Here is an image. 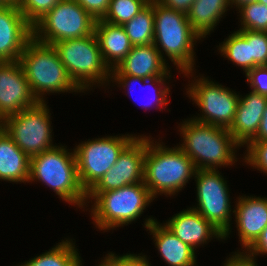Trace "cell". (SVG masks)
I'll return each instance as SVG.
<instances>
[{
	"label": "cell",
	"mask_w": 267,
	"mask_h": 266,
	"mask_svg": "<svg viewBox=\"0 0 267 266\" xmlns=\"http://www.w3.org/2000/svg\"><path fill=\"white\" fill-rule=\"evenodd\" d=\"M154 23L153 44L162 58L166 61V55L184 77H192L196 56L194 46L202 37L191 27L187 15L154 0Z\"/></svg>",
	"instance_id": "6da1fadb"
},
{
	"label": "cell",
	"mask_w": 267,
	"mask_h": 266,
	"mask_svg": "<svg viewBox=\"0 0 267 266\" xmlns=\"http://www.w3.org/2000/svg\"><path fill=\"white\" fill-rule=\"evenodd\" d=\"M182 144L178 145L193 161L196 169L232 166L238 160L236 151L241 147L228 129L186 119L178 126Z\"/></svg>",
	"instance_id": "7a4b0ae2"
},
{
	"label": "cell",
	"mask_w": 267,
	"mask_h": 266,
	"mask_svg": "<svg viewBox=\"0 0 267 266\" xmlns=\"http://www.w3.org/2000/svg\"><path fill=\"white\" fill-rule=\"evenodd\" d=\"M163 144L146 136L143 182L154 198L162 194L174 196L195 176L197 170L178 145L169 148Z\"/></svg>",
	"instance_id": "3957f363"
},
{
	"label": "cell",
	"mask_w": 267,
	"mask_h": 266,
	"mask_svg": "<svg viewBox=\"0 0 267 266\" xmlns=\"http://www.w3.org/2000/svg\"><path fill=\"white\" fill-rule=\"evenodd\" d=\"M66 148L56 145L30 158L28 182H42L63 201L82 209L88 207L86 192L79 181L74 149Z\"/></svg>",
	"instance_id": "277c9868"
},
{
	"label": "cell",
	"mask_w": 267,
	"mask_h": 266,
	"mask_svg": "<svg viewBox=\"0 0 267 266\" xmlns=\"http://www.w3.org/2000/svg\"><path fill=\"white\" fill-rule=\"evenodd\" d=\"M86 199L93 202L89 211L93 224L108 232L136 221L155 198L144 182H139L106 192H87Z\"/></svg>",
	"instance_id": "5b68a950"
},
{
	"label": "cell",
	"mask_w": 267,
	"mask_h": 266,
	"mask_svg": "<svg viewBox=\"0 0 267 266\" xmlns=\"http://www.w3.org/2000/svg\"><path fill=\"white\" fill-rule=\"evenodd\" d=\"M19 62L39 102H46L44 97L47 93L82 92L69 77L52 45L32 38L25 46Z\"/></svg>",
	"instance_id": "8992f818"
},
{
	"label": "cell",
	"mask_w": 267,
	"mask_h": 266,
	"mask_svg": "<svg viewBox=\"0 0 267 266\" xmlns=\"http://www.w3.org/2000/svg\"><path fill=\"white\" fill-rule=\"evenodd\" d=\"M52 46L69 77L83 93L96 84L103 87L111 83V70L103 60L95 33L59 41Z\"/></svg>",
	"instance_id": "52a82bcc"
},
{
	"label": "cell",
	"mask_w": 267,
	"mask_h": 266,
	"mask_svg": "<svg viewBox=\"0 0 267 266\" xmlns=\"http://www.w3.org/2000/svg\"><path fill=\"white\" fill-rule=\"evenodd\" d=\"M96 19L75 0H61L33 26V38L53 45L59 41L88 36Z\"/></svg>",
	"instance_id": "ba28073f"
},
{
	"label": "cell",
	"mask_w": 267,
	"mask_h": 266,
	"mask_svg": "<svg viewBox=\"0 0 267 266\" xmlns=\"http://www.w3.org/2000/svg\"><path fill=\"white\" fill-rule=\"evenodd\" d=\"M46 102L6 117L2 128L29 158L56 146L52 143V122Z\"/></svg>",
	"instance_id": "9c48e42d"
},
{
	"label": "cell",
	"mask_w": 267,
	"mask_h": 266,
	"mask_svg": "<svg viewBox=\"0 0 267 266\" xmlns=\"http://www.w3.org/2000/svg\"><path fill=\"white\" fill-rule=\"evenodd\" d=\"M137 135H117L82 141L74 149L80 184L87 193L116 163Z\"/></svg>",
	"instance_id": "30bf717a"
},
{
	"label": "cell",
	"mask_w": 267,
	"mask_h": 266,
	"mask_svg": "<svg viewBox=\"0 0 267 266\" xmlns=\"http://www.w3.org/2000/svg\"><path fill=\"white\" fill-rule=\"evenodd\" d=\"M186 93L189 99L200 108L202 114L192 119L213 126L229 129L233 123L239 95L230 88L214 83L204 75L194 77L187 85ZM188 90V91H187Z\"/></svg>",
	"instance_id": "8fae6325"
},
{
	"label": "cell",
	"mask_w": 267,
	"mask_h": 266,
	"mask_svg": "<svg viewBox=\"0 0 267 266\" xmlns=\"http://www.w3.org/2000/svg\"><path fill=\"white\" fill-rule=\"evenodd\" d=\"M194 179L198 205L192 208L220 230L226 240L232 229L230 222L234 213V208L231 209L227 181L219 170L211 169H197Z\"/></svg>",
	"instance_id": "7c38bea8"
},
{
	"label": "cell",
	"mask_w": 267,
	"mask_h": 266,
	"mask_svg": "<svg viewBox=\"0 0 267 266\" xmlns=\"http://www.w3.org/2000/svg\"><path fill=\"white\" fill-rule=\"evenodd\" d=\"M146 135H138L119 155L116 163L88 192H106L143 182Z\"/></svg>",
	"instance_id": "4fadbf2b"
},
{
	"label": "cell",
	"mask_w": 267,
	"mask_h": 266,
	"mask_svg": "<svg viewBox=\"0 0 267 266\" xmlns=\"http://www.w3.org/2000/svg\"><path fill=\"white\" fill-rule=\"evenodd\" d=\"M38 102L19 60L0 62V120L33 107Z\"/></svg>",
	"instance_id": "5bb4252c"
},
{
	"label": "cell",
	"mask_w": 267,
	"mask_h": 266,
	"mask_svg": "<svg viewBox=\"0 0 267 266\" xmlns=\"http://www.w3.org/2000/svg\"><path fill=\"white\" fill-rule=\"evenodd\" d=\"M33 38V28L18 6H0V62L17 61Z\"/></svg>",
	"instance_id": "9a60e30c"
},
{
	"label": "cell",
	"mask_w": 267,
	"mask_h": 266,
	"mask_svg": "<svg viewBox=\"0 0 267 266\" xmlns=\"http://www.w3.org/2000/svg\"><path fill=\"white\" fill-rule=\"evenodd\" d=\"M163 225L194 250L213 238L224 240V234L192 207L174 214Z\"/></svg>",
	"instance_id": "2e32d148"
},
{
	"label": "cell",
	"mask_w": 267,
	"mask_h": 266,
	"mask_svg": "<svg viewBox=\"0 0 267 266\" xmlns=\"http://www.w3.org/2000/svg\"><path fill=\"white\" fill-rule=\"evenodd\" d=\"M243 196L237 197L234 215L241 248L246 252L267 226V198Z\"/></svg>",
	"instance_id": "e0dca14e"
},
{
	"label": "cell",
	"mask_w": 267,
	"mask_h": 266,
	"mask_svg": "<svg viewBox=\"0 0 267 266\" xmlns=\"http://www.w3.org/2000/svg\"><path fill=\"white\" fill-rule=\"evenodd\" d=\"M166 62L153 43L135 45L119 65L111 70V75H130L144 79L171 76V70H168L171 68Z\"/></svg>",
	"instance_id": "ac0fdd59"
},
{
	"label": "cell",
	"mask_w": 267,
	"mask_h": 266,
	"mask_svg": "<svg viewBox=\"0 0 267 266\" xmlns=\"http://www.w3.org/2000/svg\"><path fill=\"white\" fill-rule=\"evenodd\" d=\"M266 105L267 96L252 90L244 97L239 96L235 117L228 131L241 147L256 136Z\"/></svg>",
	"instance_id": "d6986e66"
},
{
	"label": "cell",
	"mask_w": 267,
	"mask_h": 266,
	"mask_svg": "<svg viewBox=\"0 0 267 266\" xmlns=\"http://www.w3.org/2000/svg\"><path fill=\"white\" fill-rule=\"evenodd\" d=\"M143 226L153 236L155 246L168 266L197 265L196 251L172 234L162 223L159 224L157 219L146 218Z\"/></svg>",
	"instance_id": "ffe728a7"
},
{
	"label": "cell",
	"mask_w": 267,
	"mask_h": 266,
	"mask_svg": "<svg viewBox=\"0 0 267 266\" xmlns=\"http://www.w3.org/2000/svg\"><path fill=\"white\" fill-rule=\"evenodd\" d=\"M94 33L103 60L110 70L116 68L133 47L122 25L97 19Z\"/></svg>",
	"instance_id": "44dd1931"
},
{
	"label": "cell",
	"mask_w": 267,
	"mask_h": 266,
	"mask_svg": "<svg viewBox=\"0 0 267 266\" xmlns=\"http://www.w3.org/2000/svg\"><path fill=\"white\" fill-rule=\"evenodd\" d=\"M30 158L17 147L14 140L0 128V180L29 183Z\"/></svg>",
	"instance_id": "7402d4cb"
},
{
	"label": "cell",
	"mask_w": 267,
	"mask_h": 266,
	"mask_svg": "<svg viewBox=\"0 0 267 266\" xmlns=\"http://www.w3.org/2000/svg\"><path fill=\"white\" fill-rule=\"evenodd\" d=\"M168 79H171V76H156L153 78H149V79H144L141 77H134V76H130V75H111L110 81H112V83H118V87H123V89L128 90V94L130 93L129 97L131 98V92L133 88V84H137L141 85L143 83L147 85V87L149 88L150 86H154V88L152 87V92L154 91L153 95L152 93L150 96V99L147 97V102L145 104L142 105L143 109H149L152 107V105H156L155 109H158L160 111H162L163 109H165V106L168 105V103L170 102L168 100V95L170 94V88L169 86H167V81ZM166 83V84H165ZM149 84V85H148ZM144 87V86H143ZM143 90H145V88H143ZM141 89V91H142ZM151 90V88H149ZM148 89V90H149ZM157 90V91H156ZM149 93V92H148ZM149 94V95H150ZM140 99H142V97H140ZM143 100V99H142ZM135 101V99L133 100V102ZM144 101V100H143ZM154 101V102H153ZM156 102V103H155ZM140 104V103H139ZM141 106V105H140Z\"/></svg>",
	"instance_id": "603a6c76"
},
{
	"label": "cell",
	"mask_w": 267,
	"mask_h": 266,
	"mask_svg": "<svg viewBox=\"0 0 267 266\" xmlns=\"http://www.w3.org/2000/svg\"><path fill=\"white\" fill-rule=\"evenodd\" d=\"M231 3L193 2L187 15L191 27L203 38L220 23Z\"/></svg>",
	"instance_id": "cb8c5ba5"
},
{
	"label": "cell",
	"mask_w": 267,
	"mask_h": 266,
	"mask_svg": "<svg viewBox=\"0 0 267 266\" xmlns=\"http://www.w3.org/2000/svg\"><path fill=\"white\" fill-rule=\"evenodd\" d=\"M57 244L49 251L16 266H79L81 257L73 240L65 238Z\"/></svg>",
	"instance_id": "d4e9b609"
},
{
	"label": "cell",
	"mask_w": 267,
	"mask_h": 266,
	"mask_svg": "<svg viewBox=\"0 0 267 266\" xmlns=\"http://www.w3.org/2000/svg\"><path fill=\"white\" fill-rule=\"evenodd\" d=\"M154 24V0H150L136 16L122 26L131 44L135 46L153 43Z\"/></svg>",
	"instance_id": "484cf974"
},
{
	"label": "cell",
	"mask_w": 267,
	"mask_h": 266,
	"mask_svg": "<svg viewBox=\"0 0 267 266\" xmlns=\"http://www.w3.org/2000/svg\"><path fill=\"white\" fill-rule=\"evenodd\" d=\"M218 50L221 56L241 67L245 75L250 71V44H248V30H237L230 34Z\"/></svg>",
	"instance_id": "4316f807"
},
{
	"label": "cell",
	"mask_w": 267,
	"mask_h": 266,
	"mask_svg": "<svg viewBox=\"0 0 267 266\" xmlns=\"http://www.w3.org/2000/svg\"><path fill=\"white\" fill-rule=\"evenodd\" d=\"M150 0H110L107 13L102 18L115 25H123L136 16Z\"/></svg>",
	"instance_id": "83f0119b"
},
{
	"label": "cell",
	"mask_w": 267,
	"mask_h": 266,
	"mask_svg": "<svg viewBox=\"0 0 267 266\" xmlns=\"http://www.w3.org/2000/svg\"><path fill=\"white\" fill-rule=\"evenodd\" d=\"M238 11L241 22L239 30L267 32V5L256 1L244 4Z\"/></svg>",
	"instance_id": "f1b7e54d"
},
{
	"label": "cell",
	"mask_w": 267,
	"mask_h": 266,
	"mask_svg": "<svg viewBox=\"0 0 267 266\" xmlns=\"http://www.w3.org/2000/svg\"><path fill=\"white\" fill-rule=\"evenodd\" d=\"M61 0H19L18 8L26 21L33 26Z\"/></svg>",
	"instance_id": "f546056e"
},
{
	"label": "cell",
	"mask_w": 267,
	"mask_h": 266,
	"mask_svg": "<svg viewBox=\"0 0 267 266\" xmlns=\"http://www.w3.org/2000/svg\"><path fill=\"white\" fill-rule=\"evenodd\" d=\"M250 44V70L257 66H267V32L248 30Z\"/></svg>",
	"instance_id": "4dcf8cb0"
},
{
	"label": "cell",
	"mask_w": 267,
	"mask_h": 266,
	"mask_svg": "<svg viewBox=\"0 0 267 266\" xmlns=\"http://www.w3.org/2000/svg\"><path fill=\"white\" fill-rule=\"evenodd\" d=\"M245 147V164L267 174V141L249 142Z\"/></svg>",
	"instance_id": "1f68e13d"
},
{
	"label": "cell",
	"mask_w": 267,
	"mask_h": 266,
	"mask_svg": "<svg viewBox=\"0 0 267 266\" xmlns=\"http://www.w3.org/2000/svg\"><path fill=\"white\" fill-rule=\"evenodd\" d=\"M246 81L253 92L267 96V66H257L246 74Z\"/></svg>",
	"instance_id": "d6a6232c"
},
{
	"label": "cell",
	"mask_w": 267,
	"mask_h": 266,
	"mask_svg": "<svg viewBox=\"0 0 267 266\" xmlns=\"http://www.w3.org/2000/svg\"><path fill=\"white\" fill-rule=\"evenodd\" d=\"M96 20L102 19L107 13L110 0H75Z\"/></svg>",
	"instance_id": "836d02e7"
},
{
	"label": "cell",
	"mask_w": 267,
	"mask_h": 266,
	"mask_svg": "<svg viewBox=\"0 0 267 266\" xmlns=\"http://www.w3.org/2000/svg\"><path fill=\"white\" fill-rule=\"evenodd\" d=\"M237 251L224 261L223 266H258L255 259L244 252V250L242 252Z\"/></svg>",
	"instance_id": "e575fe53"
},
{
	"label": "cell",
	"mask_w": 267,
	"mask_h": 266,
	"mask_svg": "<svg viewBox=\"0 0 267 266\" xmlns=\"http://www.w3.org/2000/svg\"><path fill=\"white\" fill-rule=\"evenodd\" d=\"M246 253L254 258L255 260L257 255H266L267 254V226L263 229L261 235L256 240V242L246 251ZM256 256V257H255Z\"/></svg>",
	"instance_id": "d590c367"
},
{
	"label": "cell",
	"mask_w": 267,
	"mask_h": 266,
	"mask_svg": "<svg viewBox=\"0 0 267 266\" xmlns=\"http://www.w3.org/2000/svg\"><path fill=\"white\" fill-rule=\"evenodd\" d=\"M146 255L126 253L120 255V266H151Z\"/></svg>",
	"instance_id": "8d00e7d4"
},
{
	"label": "cell",
	"mask_w": 267,
	"mask_h": 266,
	"mask_svg": "<svg viewBox=\"0 0 267 266\" xmlns=\"http://www.w3.org/2000/svg\"><path fill=\"white\" fill-rule=\"evenodd\" d=\"M163 6L187 14L195 0H157Z\"/></svg>",
	"instance_id": "74e56055"
},
{
	"label": "cell",
	"mask_w": 267,
	"mask_h": 266,
	"mask_svg": "<svg viewBox=\"0 0 267 266\" xmlns=\"http://www.w3.org/2000/svg\"><path fill=\"white\" fill-rule=\"evenodd\" d=\"M267 141V105L263 112L262 120L260 122L256 136L250 142Z\"/></svg>",
	"instance_id": "f35d334b"
},
{
	"label": "cell",
	"mask_w": 267,
	"mask_h": 266,
	"mask_svg": "<svg viewBox=\"0 0 267 266\" xmlns=\"http://www.w3.org/2000/svg\"><path fill=\"white\" fill-rule=\"evenodd\" d=\"M116 255L112 252L108 253L103 257L104 259L101 260L100 264L96 266H120V255ZM82 264V260H80L79 266H83Z\"/></svg>",
	"instance_id": "ab89813d"
},
{
	"label": "cell",
	"mask_w": 267,
	"mask_h": 266,
	"mask_svg": "<svg viewBox=\"0 0 267 266\" xmlns=\"http://www.w3.org/2000/svg\"><path fill=\"white\" fill-rule=\"evenodd\" d=\"M256 1L257 0H230V3H231L232 8H233V6H235L236 9L238 10L244 4L253 3V2H256Z\"/></svg>",
	"instance_id": "60d3db41"
},
{
	"label": "cell",
	"mask_w": 267,
	"mask_h": 266,
	"mask_svg": "<svg viewBox=\"0 0 267 266\" xmlns=\"http://www.w3.org/2000/svg\"><path fill=\"white\" fill-rule=\"evenodd\" d=\"M19 0H0L1 6H17Z\"/></svg>",
	"instance_id": "b9f144b4"
},
{
	"label": "cell",
	"mask_w": 267,
	"mask_h": 266,
	"mask_svg": "<svg viewBox=\"0 0 267 266\" xmlns=\"http://www.w3.org/2000/svg\"><path fill=\"white\" fill-rule=\"evenodd\" d=\"M194 2L230 3V0H195Z\"/></svg>",
	"instance_id": "7bdbcfd3"
},
{
	"label": "cell",
	"mask_w": 267,
	"mask_h": 266,
	"mask_svg": "<svg viewBox=\"0 0 267 266\" xmlns=\"http://www.w3.org/2000/svg\"><path fill=\"white\" fill-rule=\"evenodd\" d=\"M259 3L267 5V0H257Z\"/></svg>",
	"instance_id": "ee69618b"
}]
</instances>
